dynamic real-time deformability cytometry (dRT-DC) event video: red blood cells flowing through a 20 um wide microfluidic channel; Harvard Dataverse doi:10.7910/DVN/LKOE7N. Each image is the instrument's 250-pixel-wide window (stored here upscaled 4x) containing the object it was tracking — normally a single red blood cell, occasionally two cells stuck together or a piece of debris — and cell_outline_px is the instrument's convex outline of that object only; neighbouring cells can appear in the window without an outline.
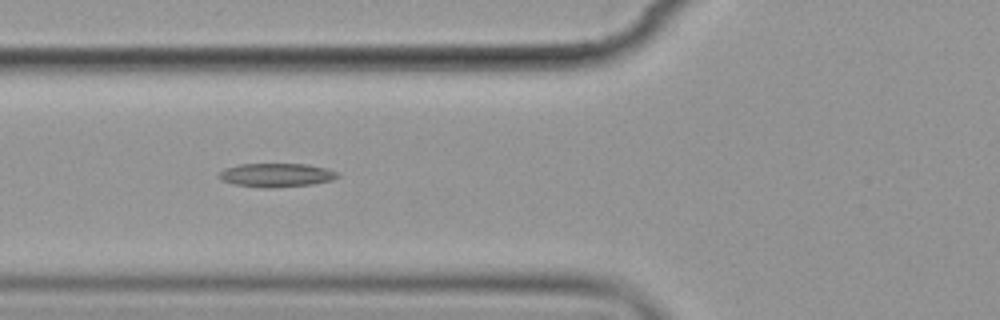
{"species": "common noctule bat (a hibernating species)", "species_latin": "Nyctalus noctula", "temperature_condition": "cold", "stored_images_in_passage": 3, "camera_frame_rate_fps": 3000, "um_per_image_px": 0.085, "animal": {"sex": "female", "body_mass_g": 19.9}, "frame": {"image": 1, "passage_image": 2, "time_ms": 1.333, "image_size_px": [1000, 320], "cell_outline_px": [[340, 176], [332, 180], [312, 184], [272, 188], [264, 188], [232, 184], [220, 180], [216, 176], [224, 168], [240, 164], [308, 164], [340, 172]], "centroid_in_image_um": [23.46, 14.88], "position_along_channel_um": 102.3, "area_um2": 16.59}}
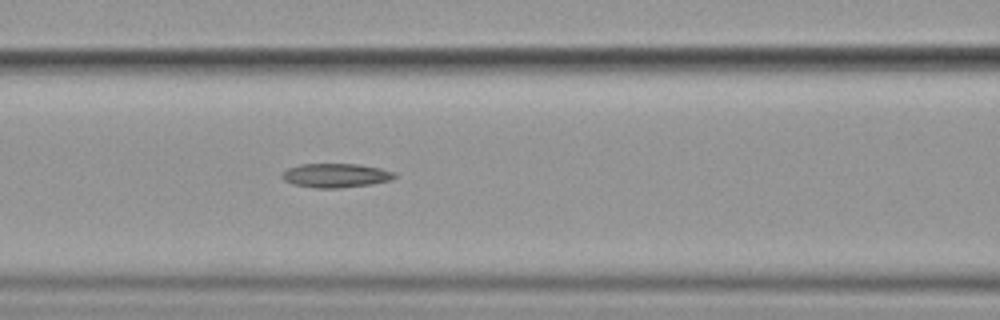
{"frame": {"image": 2, "passage_image": 3, "time_ms": 2.333, "image_size_px": [1000, 320], "cell_outline_px": [[396, 176], [392, 180], [372, 184], [340, 188], [316, 188], [292, 184], [284, 180], [280, 176], [288, 168], [300, 164], [360, 164], [380, 168], [396, 172]], "centroid_in_image_um": [28.56, 14.91], "position_along_channel_um": 138.0, "area_um2": 15.9}}